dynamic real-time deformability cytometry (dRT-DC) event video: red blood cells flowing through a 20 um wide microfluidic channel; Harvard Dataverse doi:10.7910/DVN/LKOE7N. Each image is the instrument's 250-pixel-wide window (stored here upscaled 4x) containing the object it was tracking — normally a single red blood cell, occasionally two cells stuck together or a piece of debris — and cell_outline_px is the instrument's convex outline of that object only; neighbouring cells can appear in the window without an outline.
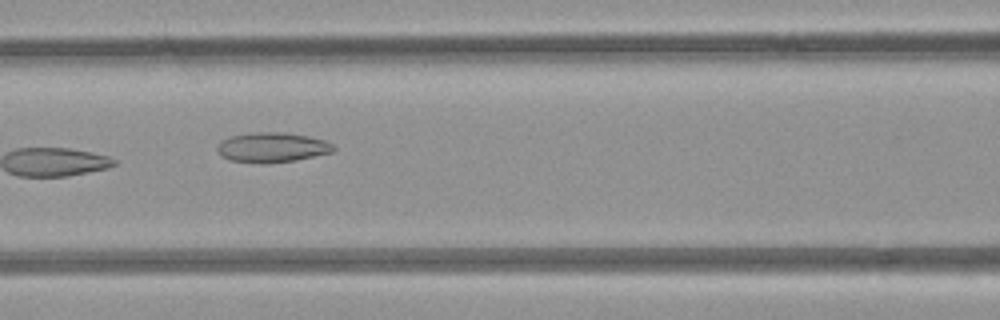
{"species": "common noctule bat (a hibernating species)", "species_latin": "Nyctalus noctula", "temperature_condition": "room temperature", "stored_images_in_passage": 7, "camera_frame_rate_fps": 3000, "um_per_image_px": 0.085, "animal": {"sex": "female", "body_mass_g": 21.9}, "frame": {"image": 1, "passage_image": 5, "time_ms": 4.667, "image_size_px": [1000, 320], "cell_outline_px": [[336, 148], [332, 152], [296, 160], [268, 164], [260, 164], [228, 160], [220, 156], [216, 148], [220, 140], [232, 136], [252, 132], [284, 132], [308, 136], [324, 140], [332, 144]], "centroid_in_image_um": [23.08, 12.54], "position_along_channel_um": 143.5, "area_um2": 20.52}}
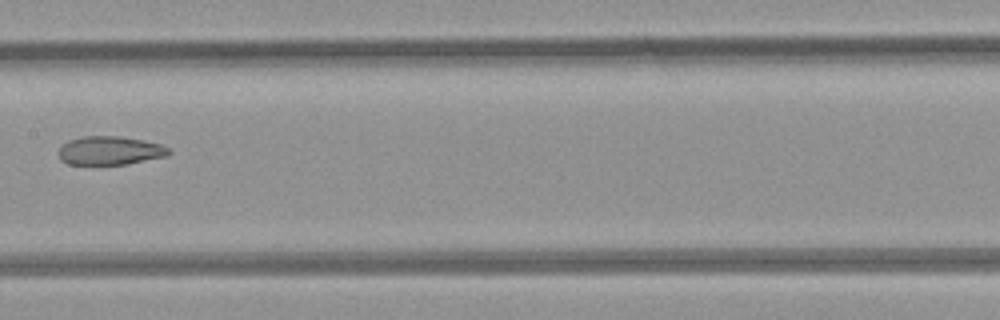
{"frame": {"image": 2, "passage_image": 6, "time_ms": 6.0, "image_size_px": [1000, 320], "cell_outline_px": [[172, 152], [168, 156], [128, 164], [68, 164], [60, 160], [60, 148], [68, 140], [84, 136], [120, 136], [144, 140], [160, 144], [168, 148]], "centroid_in_image_um": [9.39, 12.8], "position_along_channel_um": 198.0, "area_um2": 18.38}}
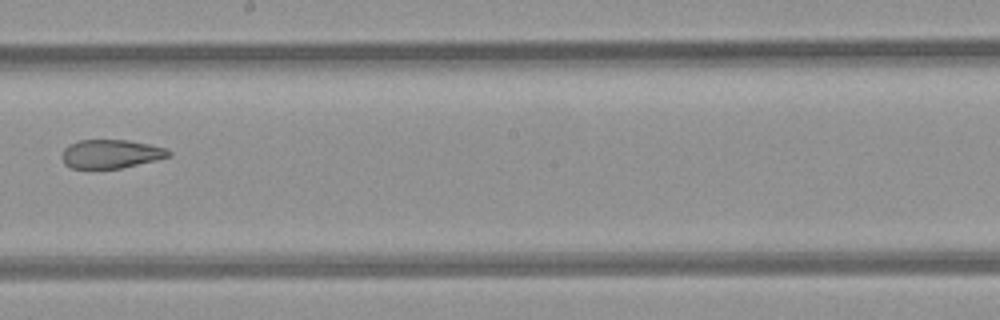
{"frame": {"image": 3, "passage_image": 7, "time_ms": 7.0, "image_size_px": [1000, 320], "cell_outline_px": [[172, 156], [156, 160], [120, 168], [72, 168], [64, 164], [64, 148], [68, 144], [80, 140], [128, 140], [168, 148], [172, 152]], "centroid_in_image_um": [9.48, 13.07], "position_along_channel_um": 238.7, "area_um2": 17.74}}